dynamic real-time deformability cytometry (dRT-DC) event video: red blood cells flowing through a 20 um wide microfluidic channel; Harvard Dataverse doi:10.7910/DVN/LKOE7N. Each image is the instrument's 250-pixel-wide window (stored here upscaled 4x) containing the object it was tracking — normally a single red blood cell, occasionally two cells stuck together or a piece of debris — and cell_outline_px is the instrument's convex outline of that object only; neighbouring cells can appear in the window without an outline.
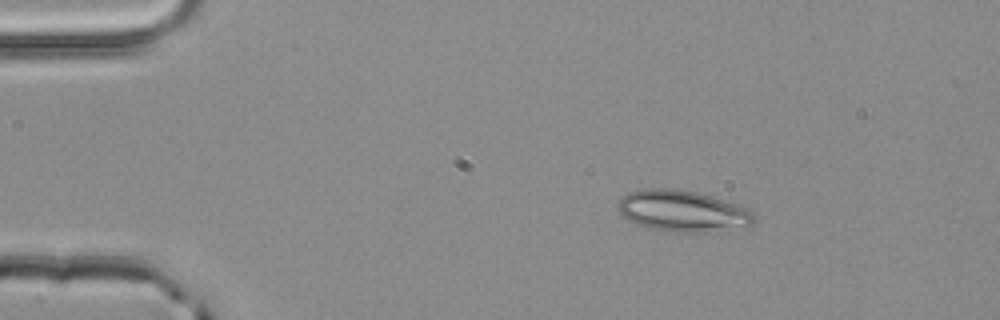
{"species": "common noctule bat (a hibernating species)", "species_latin": "Nyctalus noctula", "temperature_condition": "room temperature", "stored_images_in_passage": 44, "camera_frame_rate_fps": 3000, "um_per_image_px": 0.085, "animal": {"sex": "male", "body_mass_g": 20.4}, "frame": {"image": 1, "passage_image": 1, "time_ms": 0.0, "image_size_px": [1000, 320], "cell_outline_px": [[756, 220], [752, 224], [704, 232], [676, 232], [652, 228], [636, 224], [628, 220], [616, 208], [616, 204], [628, 192], [648, 188], [668, 188], [696, 192], [736, 204], [748, 208], [752, 212]], "centroid_in_image_um": [57.97, 17.92], "position_along_channel_um": 27.0, "area_um2": 32.19}}
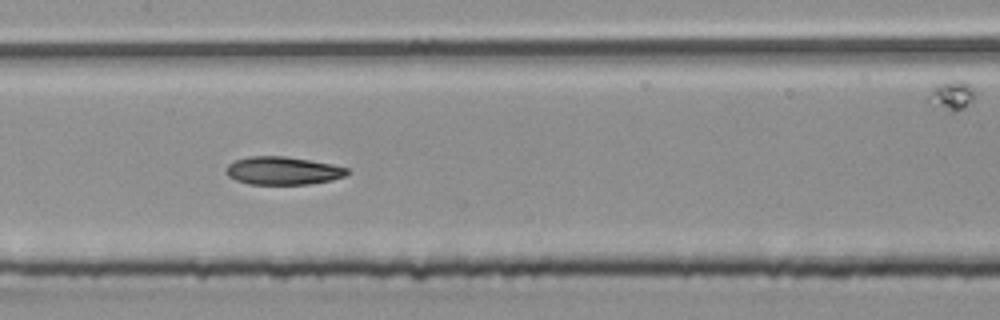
{"frame": {"image": 2, "passage_image": 18, "time_ms": 5.667, "image_size_px": [1000, 320], "cell_outline_px": [[348, 172], [344, 176], [332, 180], [308, 184], [248, 184], [236, 180], [228, 176], [224, 172], [224, 168], [228, 164], [236, 160], [248, 156], [284, 156], [332, 164], [348, 168]], "centroid_in_image_um": [23.99, 14.51], "position_along_channel_um": 183.4, "area_um2": 19.77}}
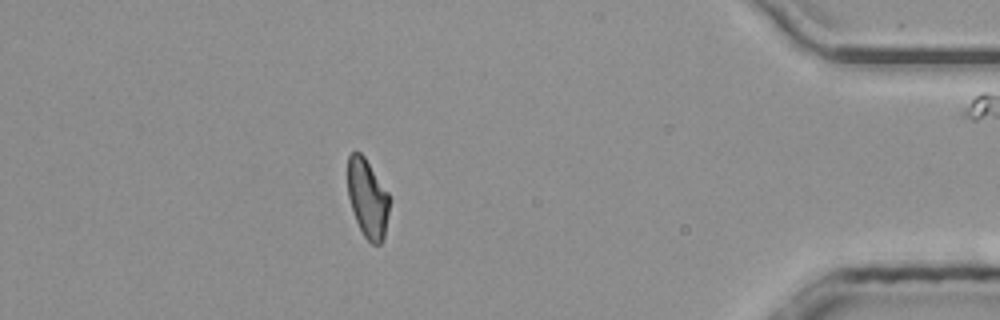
{"frame": {"image": 3, "passage_image": 38, "time_ms": 12.333, "image_size_px": [1000, 320], "cell_outline_px": [[388, 212], [384, 240], [380, 244], [372, 244], [364, 236], [356, 220], [348, 196], [348, 156], [352, 152], [360, 152], [364, 156], [388, 192]], "centroid_in_image_um": [31.24, 16.86], "position_along_channel_um": 404.0, "area_um2": 18.84}, "authors_computed_cell_mechanics": {"area_um2": 20.1722, "velocity_mm_per_s": 4.0307, "shape_relaxation_time_tau1_ms": 4.1691, "shape_relaxation_time_tau2_ms": 5.1562, "deformation_change_tau1": 0.144, "deformation_change_tau2": 0.1008}}